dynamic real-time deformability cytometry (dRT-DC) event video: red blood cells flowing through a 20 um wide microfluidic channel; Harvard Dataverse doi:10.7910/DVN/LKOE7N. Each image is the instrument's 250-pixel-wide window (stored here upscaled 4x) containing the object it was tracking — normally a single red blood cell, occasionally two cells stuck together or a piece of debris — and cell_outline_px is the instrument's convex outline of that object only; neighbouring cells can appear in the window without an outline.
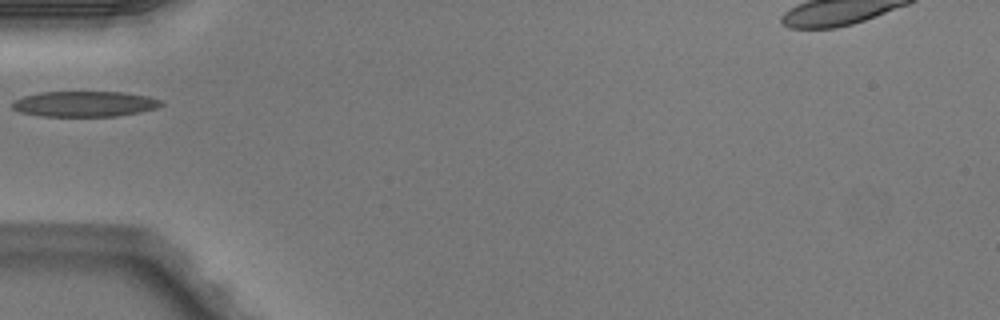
{"species": "Egyptian fruit bat (a non-hibernating species)", "species_latin": "Rousettus aegyptiacus", "temperature_condition": "warm", "stored_images_in_passage": 2, "camera_frame_rate_fps": 3000, "um_per_image_px": 0.085, "animal": {"sex": "male"}, "frame": {"image": 1, "passage_image": 2, "time_ms": 0.333, "image_size_px": [1000, 320], "cell_outline_px": [[164, 104], [156, 108], [140, 112], [116, 116], [44, 116], [20, 112], [12, 108], [12, 104], [16, 100], [24, 96], [40, 92], [124, 92], [148, 96], [164, 100]], "centroid_in_image_um": [7.25, 8.83], "position_along_channel_um": 77.8, "area_um2": 22.14}}